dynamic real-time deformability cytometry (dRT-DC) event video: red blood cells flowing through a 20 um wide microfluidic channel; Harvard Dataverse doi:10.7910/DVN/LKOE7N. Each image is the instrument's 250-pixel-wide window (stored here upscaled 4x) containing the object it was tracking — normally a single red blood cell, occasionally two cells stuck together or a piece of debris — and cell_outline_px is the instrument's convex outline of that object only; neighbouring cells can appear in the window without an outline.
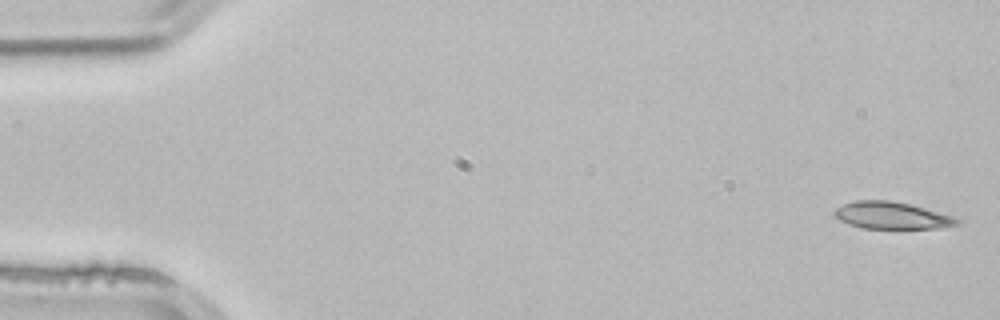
{"species": "common noctule bat (a hibernating species)", "species_latin": "Nyctalus noctula", "temperature_condition": "room temperature", "stored_images_in_passage": 3, "camera_frame_rate_fps": 3000, "um_per_image_px": 0.085, "animal": {"sex": "male", "body_mass_g": 21.5, "forearm_length_mm": 52.0}, "frame": {"image": 1, "passage_image": 1, "time_ms": 0.0, "image_size_px": [1000, 320], "cell_outline_px": [[964, 220], [960, 224], [936, 228], [864, 228], [848, 224], [832, 216], [832, 212], [836, 208], [844, 204], [856, 200], [888, 200], [908, 204], [924, 208], [952, 216]], "centroid_in_image_um": [75.77, 18.31], "position_along_channel_um": 9.2, "area_um2": 19.25}}